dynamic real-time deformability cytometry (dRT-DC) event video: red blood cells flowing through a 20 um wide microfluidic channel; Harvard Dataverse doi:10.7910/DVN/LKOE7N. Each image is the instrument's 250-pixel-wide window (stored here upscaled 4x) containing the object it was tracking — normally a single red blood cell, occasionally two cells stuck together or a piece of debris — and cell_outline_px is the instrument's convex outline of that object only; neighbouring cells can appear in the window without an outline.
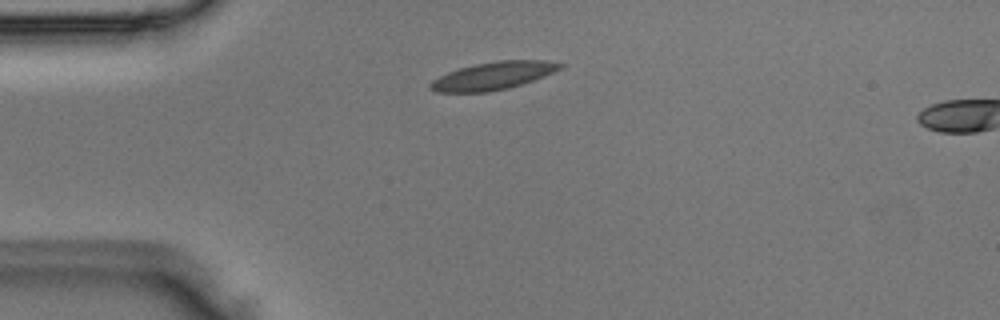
{"species": "Egyptian fruit bat (a non-hibernating species)", "species_latin": "Rousettus aegyptiacus", "temperature_condition": "room temperature", "stored_images_in_passage": 2, "camera_frame_rate_fps": 3000, "um_per_image_px": 0.085, "animal": {"sex": "male"}, "frame": {"image": 1, "passage_image": 1, "time_ms": 0.0, "image_size_px": [1000, 320], "cell_outline_px": [[564, 68], [544, 76], [508, 88], [488, 92], [436, 92], [428, 88], [428, 84], [432, 80], [448, 72], [460, 68], [476, 64], [500, 60], [544, 60], [564, 64]], "centroid_in_image_um": [41.91, 6.44], "position_along_channel_um": 43.1, "area_um2": 20.87}}